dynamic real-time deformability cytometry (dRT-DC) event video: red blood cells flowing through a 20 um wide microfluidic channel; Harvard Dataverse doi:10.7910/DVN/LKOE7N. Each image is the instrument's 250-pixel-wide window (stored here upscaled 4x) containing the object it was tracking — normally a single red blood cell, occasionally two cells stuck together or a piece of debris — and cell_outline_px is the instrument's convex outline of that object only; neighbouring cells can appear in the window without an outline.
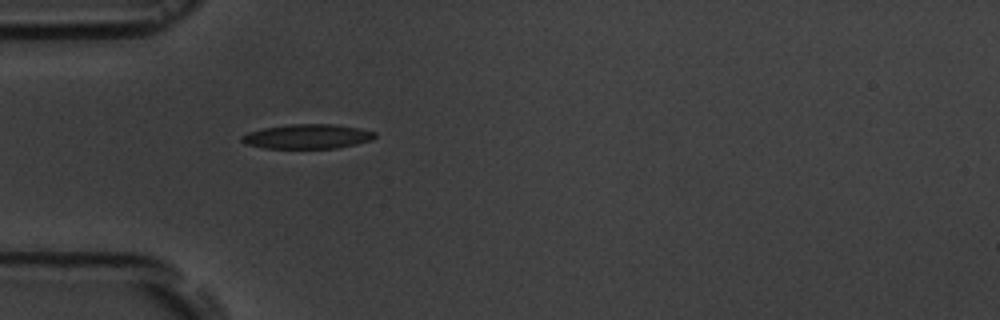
{"species": "common noctule bat (a hibernating species)", "species_latin": "Nyctalus noctula", "temperature_condition": "room temperature", "stored_images_in_passage": 1, "camera_frame_rate_fps": 3000, "um_per_image_px": 0.085, "animal": {"sex": "male", "body_mass_g": 19.5, "forearm_length_mm": 54.6}, "frame": {"image": 1, "passage_image": 1, "time_ms": 0.0, "image_size_px": [1000, 320], "cell_outline_px": [[376, 136], [372, 140], [356, 144], [336, 148], [264, 148], [244, 144], [240, 140], [240, 136], [248, 132], [264, 128], [288, 124], [336, 124], [360, 128], [376, 132]], "centroid_in_image_um": [26.12, 11.59], "position_along_channel_um": 58.9, "area_um2": 19.19}}